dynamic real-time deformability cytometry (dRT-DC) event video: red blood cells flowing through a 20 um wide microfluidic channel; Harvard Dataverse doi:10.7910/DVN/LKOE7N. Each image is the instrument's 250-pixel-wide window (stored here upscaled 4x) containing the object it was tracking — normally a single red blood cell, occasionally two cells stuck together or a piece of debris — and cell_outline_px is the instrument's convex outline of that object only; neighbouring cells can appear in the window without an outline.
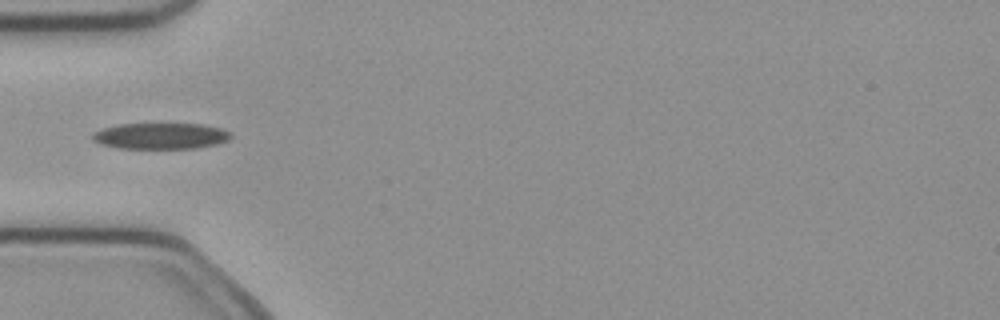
{"species": "common noctule bat (a hibernating species)", "species_latin": "Nyctalus noctula", "temperature_condition": "cold", "stored_images_in_passage": 2, "camera_frame_rate_fps": 3000, "um_per_image_px": 0.085, "animal": {"sex": "female", "body_mass_g": 21.9}, "frame": {"image": 1, "passage_image": 2, "time_ms": 0.333, "image_size_px": [1000, 320], "cell_outline_px": [[232, 136], [228, 140], [216, 144], [196, 148], [116, 148], [100, 144], [92, 140], [92, 132], [104, 128], [120, 124], [200, 124], [220, 128], [232, 132]], "centroid_in_image_um": [13.64, 11.56], "position_along_channel_um": 71.4, "area_um2": 21.04}}